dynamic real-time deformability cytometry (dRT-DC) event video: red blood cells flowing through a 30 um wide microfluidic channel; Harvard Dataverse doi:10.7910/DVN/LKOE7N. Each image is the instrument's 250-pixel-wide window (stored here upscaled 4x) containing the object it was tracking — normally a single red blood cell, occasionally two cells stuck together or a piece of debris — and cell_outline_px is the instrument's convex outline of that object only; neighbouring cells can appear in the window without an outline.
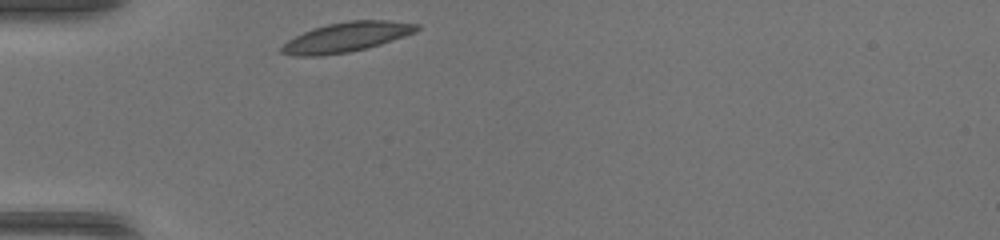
{"species": "common noctule bat (a hibernating species)", "species_latin": "Nyctalus noctula", "temperature_condition": "warm", "stored_images_in_passage": 27, "camera_frame_rate_fps": 3000, "um_per_image_px": 0.085, "animal": {"sex": "female", "body_mass_g": 17.0, "forearm_length_mm": 48.0}, "frame": {"image": 1, "passage_image": 1, "time_ms": 0.0, "image_size_px": [1000, 240], "cell_outline_px": [[420, 28], [416, 32], [380, 44], [348, 52], [320, 56], [292, 56], [280, 52], [280, 48], [288, 40], [312, 28], [328, 24], [348, 20], [388, 20], [420, 24]], "centroid_in_image_um": [29.44, 3.15], "position_along_channel_um": 55.6, "area_um2": 23.29}}
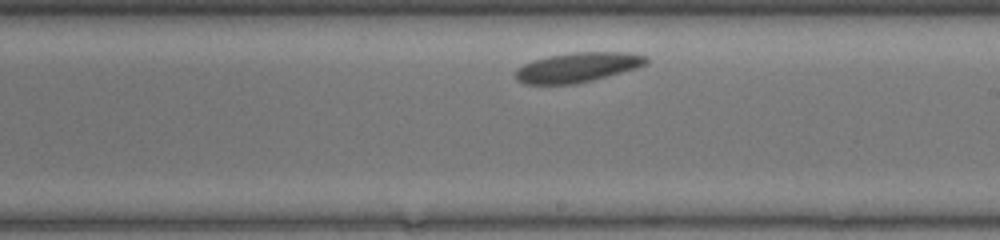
{"frame": {"image": 2, "passage_image": 16, "time_ms": 5.0, "image_size_px": [1000, 240], "cell_outline_px": [[648, 64], [636, 68], [592, 80], [576, 84], [524, 84], [516, 80], [516, 68], [532, 60], [548, 56], [576, 52], [628, 52], [648, 56]], "centroid_in_image_um": [49.1, 5.72], "position_along_channel_um": 239.9, "area_um2": 22.66}}
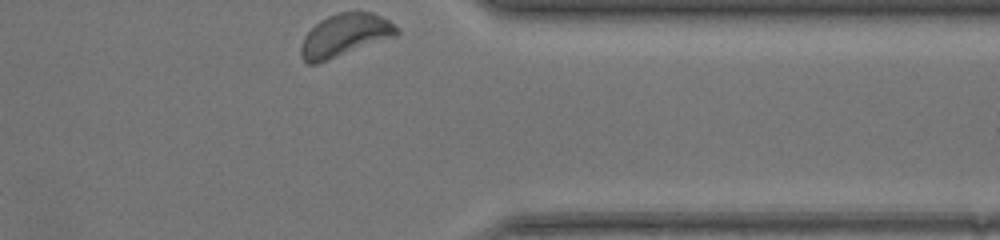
{"frame": {"image": 3, "passage_image": 27, "time_ms": 8.667, "image_size_px": [1000, 240], "cell_outline_px": [[400, 36], [316, 64], [308, 64], [300, 56], [300, 48], [304, 36], [320, 20], [328, 16], [340, 12], [372, 12], [388, 20], [400, 32]], "centroid_in_image_um": [29.33, 3.02], "position_along_channel_um": 382.1, "area_um2": 23.93}}